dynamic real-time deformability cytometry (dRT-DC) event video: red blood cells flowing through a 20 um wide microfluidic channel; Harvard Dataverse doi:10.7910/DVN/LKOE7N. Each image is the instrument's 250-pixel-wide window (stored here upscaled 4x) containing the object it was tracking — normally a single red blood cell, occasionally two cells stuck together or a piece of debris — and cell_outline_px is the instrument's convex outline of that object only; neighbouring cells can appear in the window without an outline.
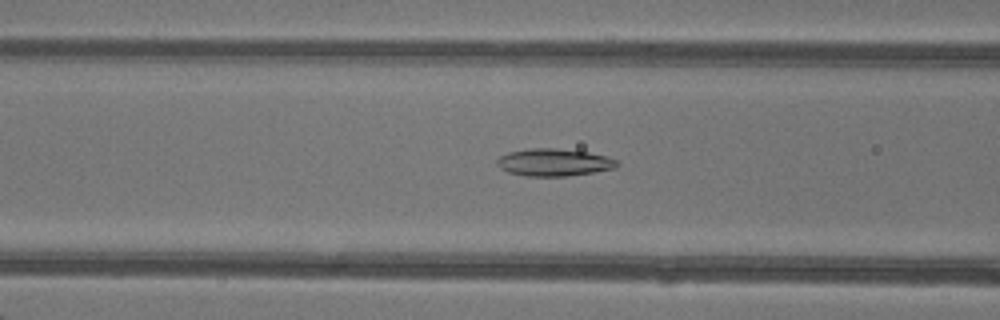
{"species": "common noctule bat (a hibernating species)", "species_latin": "Nyctalus noctula", "temperature_condition": "warm", "stored_images_in_passage": 50, "camera_frame_rate_fps": 3000, "um_per_image_px": 0.085, "animal": {"sex": "female"}, "frame": {"image": 1, "passage_image": 21, "time_ms": 6.667, "image_size_px": [1000, 320], "cell_outline_px": [[620, 164], [616, 168], [596, 172], [568, 176], [524, 176], [508, 172], [500, 168], [496, 164], [496, 160], [500, 156], [508, 152], [528, 148], [556, 148], [588, 152], [604, 156], [616, 160]], "centroid_in_image_um": [47.07, 13.8], "position_along_channel_um": 119.5, "area_um2": 19.31}}
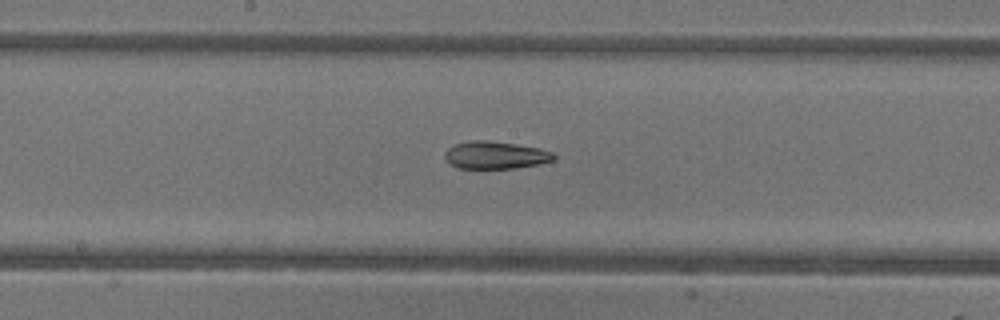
{"frame": {"image": 2, "passage_image": 27, "time_ms": 8.667, "image_size_px": [1000, 320], "cell_outline_px": [[556, 156], [552, 160], [540, 164], [516, 168], [460, 168], [452, 164], [444, 156], [444, 152], [452, 144], [472, 140], [488, 140], [516, 144], [540, 148], [552, 152]], "centroid_in_image_um": [42.11, 13.17], "position_along_channel_um": 206.1, "area_um2": 17.46}}
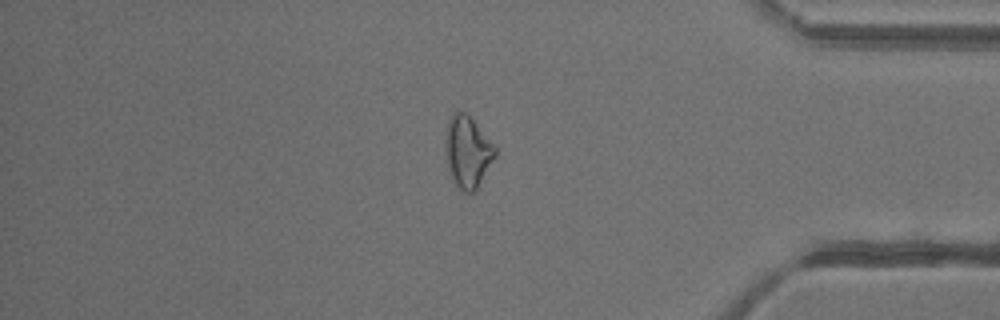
{"frame": {"image": 3, "passage_image": 42, "time_ms": 13.667, "image_size_px": [1000, 320], "cell_outline_px": [[496, 156], [476, 188], [472, 192], [464, 192], [452, 180], [444, 156], [444, 140], [448, 120], [452, 112], [464, 112], [472, 120], [496, 148]], "centroid_in_image_um": [39.69, 12.9], "position_along_channel_um": 395.5, "area_um2": 20.52}}